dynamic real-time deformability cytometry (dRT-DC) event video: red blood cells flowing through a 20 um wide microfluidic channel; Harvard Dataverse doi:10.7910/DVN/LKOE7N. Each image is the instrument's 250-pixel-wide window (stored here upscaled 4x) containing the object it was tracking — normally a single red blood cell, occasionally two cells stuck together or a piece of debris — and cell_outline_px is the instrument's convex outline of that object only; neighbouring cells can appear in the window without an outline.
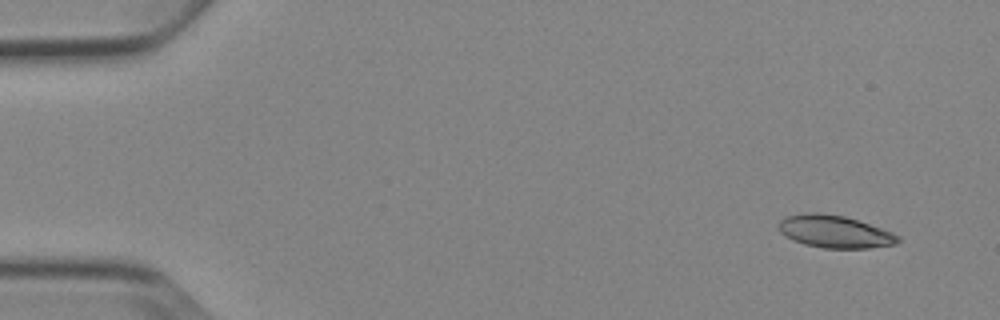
{"species": "Egyptian fruit bat (a non-hibernating species)", "species_latin": "Rousettus aegyptiacus", "temperature_condition": "cold", "stored_images_in_passage": 4, "camera_frame_rate_fps": 3000, "um_per_image_px": 0.085, "animal": {"sex": "female"}, "frame": {"image": 1, "passage_image": 1, "time_ms": 0.0, "image_size_px": [1000, 320], "cell_outline_px": [[900, 240], [896, 244], [868, 248], [824, 248], [804, 244], [792, 240], [780, 232], [776, 224], [784, 216], [804, 212], [816, 212], [844, 216], [892, 232], [900, 236]], "centroid_in_image_um": [70.89, 19.68], "position_along_channel_um": 14.1, "area_um2": 22.66}}